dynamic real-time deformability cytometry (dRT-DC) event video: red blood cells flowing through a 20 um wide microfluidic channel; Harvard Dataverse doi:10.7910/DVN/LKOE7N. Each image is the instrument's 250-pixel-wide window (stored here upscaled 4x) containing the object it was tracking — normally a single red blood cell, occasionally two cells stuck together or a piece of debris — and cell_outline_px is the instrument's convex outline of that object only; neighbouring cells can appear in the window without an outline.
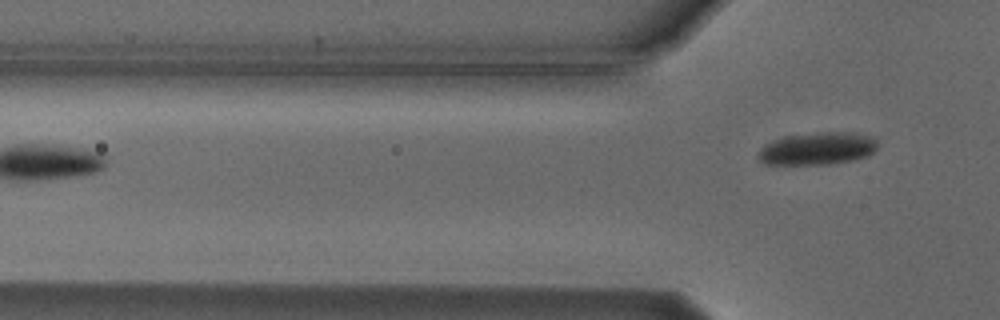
{"species": "Egyptian fruit bat (a non-hibernating species)", "species_latin": "Rousettus aegyptiacus", "temperature_condition": "cold", "stored_images_in_passage": 2, "camera_frame_rate_fps": 3000, "um_per_image_px": 0.085, "animal": {"sex": "male"}, "frame": {"image": 1, "passage_image": 2, "time_ms": 1.333, "image_size_px": [1000, 320], "cell_outline_px": [[876, 148], [868, 156], [852, 160], [828, 164], [768, 164], [760, 160], [756, 156], [756, 152], [764, 144], [784, 136], [816, 132], [856, 132], [876, 136]], "centroid_in_image_um": [69.48, 12.61], "position_along_channel_um": 56.3, "area_um2": 22.89}}